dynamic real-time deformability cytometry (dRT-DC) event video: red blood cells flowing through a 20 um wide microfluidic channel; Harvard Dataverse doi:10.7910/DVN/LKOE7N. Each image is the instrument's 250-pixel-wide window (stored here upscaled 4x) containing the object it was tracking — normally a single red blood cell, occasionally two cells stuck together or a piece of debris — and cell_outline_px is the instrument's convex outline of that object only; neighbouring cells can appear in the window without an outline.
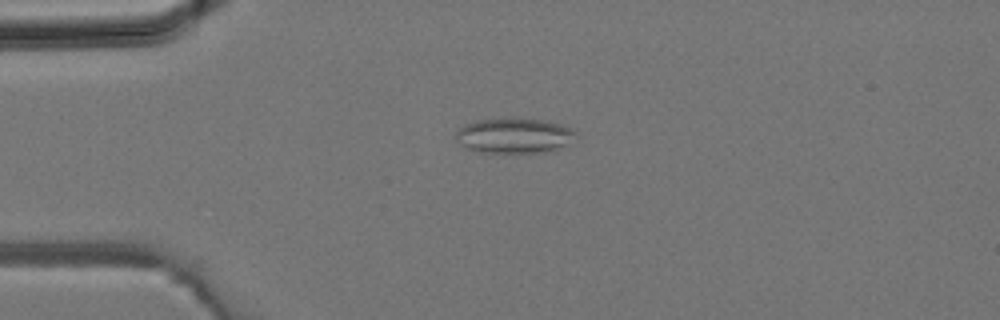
{"species": "common noctule bat (a hibernating species)", "species_latin": "Nyctalus noctula", "temperature_condition": "room temperature", "stored_images_in_passage": 23, "camera_frame_rate_fps": 3000, "um_per_image_px": 0.085, "animal": {"sex": "male", "body_mass_g": 19.2, "forearm_length_mm": 51.8}, "frame": {"image": 1, "passage_image": 3, "time_ms": 0.667, "image_size_px": [1000, 320], "cell_outline_px": [[576, 132], [568, 144], [552, 152], [480, 152], [464, 148], [456, 140], [456, 132], [460, 128], [476, 120], [512, 116], [544, 120], [560, 124], [572, 128]], "centroid_in_image_um": [43.7, 11.5], "position_along_channel_um": 41.3, "area_um2": 24.97}}
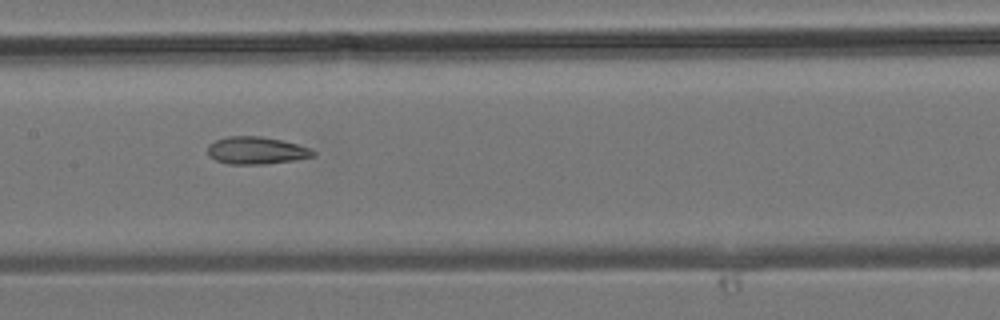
{"frame": {"image": 2, "passage_image": 12, "time_ms": 3.667, "image_size_px": [1000, 320], "cell_outline_px": [[316, 152], [312, 156], [296, 160], [264, 164], [228, 164], [216, 160], [208, 156], [208, 144], [216, 140], [228, 136], [260, 136], [280, 140], [296, 144], [308, 148]], "centroid_in_image_um": [21.74, 12.79], "position_along_channel_um": 185.7, "area_um2": 16.7}}
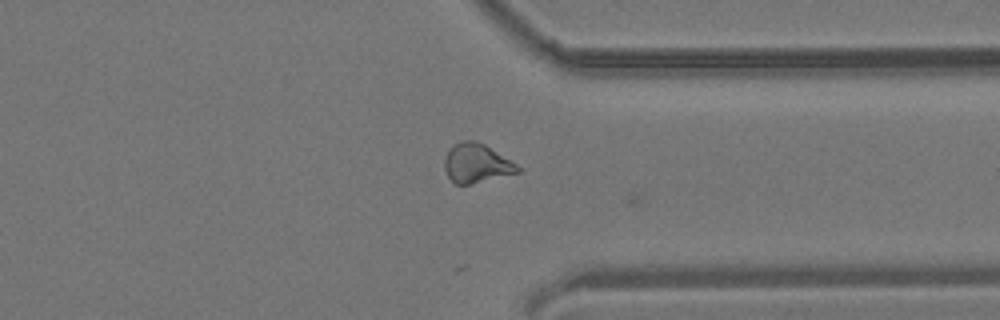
{"frame": {"image": 3, "passage_image": 22, "time_ms": 7.0, "image_size_px": [1000, 320], "cell_outline_px": [[520, 172], [468, 184], [456, 184], [448, 176], [444, 168], [444, 160], [448, 148], [452, 144], [460, 140], [476, 140], [484, 144], [516, 164], [520, 168]], "centroid_in_image_um": [40.45, 13.85], "position_along_channel_um": 370.9, "area_um2": 16.53}}